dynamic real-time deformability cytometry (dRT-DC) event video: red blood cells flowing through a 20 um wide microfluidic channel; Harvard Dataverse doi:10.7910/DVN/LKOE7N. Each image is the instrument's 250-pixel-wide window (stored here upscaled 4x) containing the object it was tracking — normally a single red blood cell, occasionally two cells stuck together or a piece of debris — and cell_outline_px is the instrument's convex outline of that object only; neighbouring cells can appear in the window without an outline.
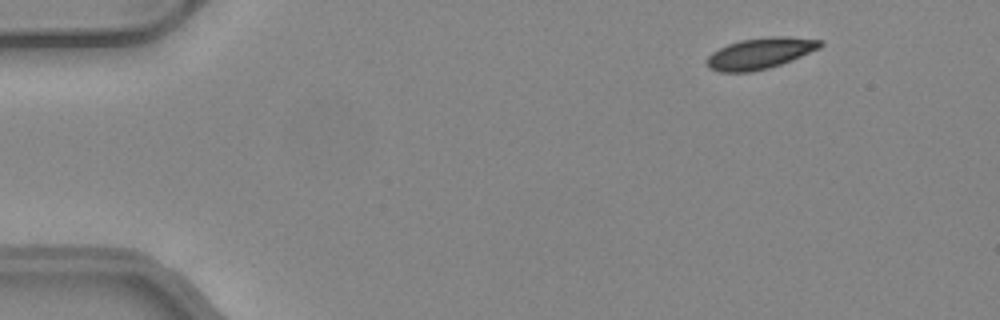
{"species": "common noctule bat (a hibernating species)", "species_latin": "Nyctalus noctula", "temperature_condition": "warm", "stored_images_in_passage": 45, "camera_frame_rate_fps": 3000, "um_per_image_px": 0.085, "animal": {"sex": "female", "body_mass_g": 24.6, "forearm_length_mm": 56.2}, "frame": {"image": 1, "passage_image": 1, "time_ms": 0.0, "image_size_px": [1000, 320], "cell_outline_px": [[824, 44], [820, 48], [792, 60], [768, 68], [752, 72], [720, 72], [708, 68], [704, 60], [712, 52], [728, 44], [740, 40], [768, 36], [788, 36], [824, 40]], "centroid_in_image_um": [64.61, 4.53], "position_along_channel_um": 20.4, "area_um2": 20.81}}
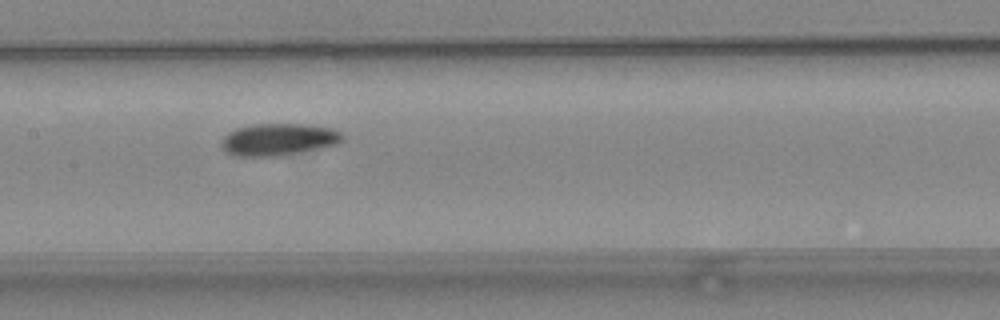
{"frame": {"image": 2, "passage_image": 20, "time_ms": 6.333, "image_size_px": [1000, 320], "cell_outline_px": [[344, 140], [336, 144], [320, 148], [280, 156], [232, 156], [224, 152], [220, 148], [220, 144], [224, 136], [228, 132], [236, 128], [256, 124], [304, 124], [332, 128], [340, 132], [344, 136]], "centroid_in_image_um": [23.63, 11.86], "position_along_channel_um": 183.8, "area_um2": 22.83}}
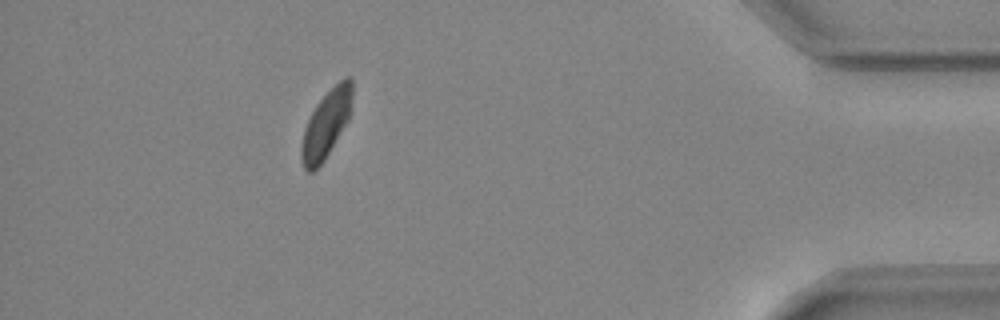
{"frame": {"image": 3, "passage_image": 40, "time_ms": 13.0, "image_size_px": [1000, 320], "cell_outline_px": [[352, 96], [348, 120], [324, 160], [312, 172], [308, 172], [304, 168], [300, 160], [300, 148], [304, 128], [316, 104], [344, 76], [352, 76]], "centroid_in_image_um": [27.7, 10.56], "position_along_channel_um": 407.5, "area_um2": 19.77}, "authors_computed_cell_mechanics": {"area_um2": 21.4438, "velocity_mm_per_s": 4.1369, "shape_relaxation_time_tau1_ms": 4.3596, "shape_relaxation_time_tau2_ms": null, "deformation_change_tau1": 0.1013, "deformation_change_tau2": null}}